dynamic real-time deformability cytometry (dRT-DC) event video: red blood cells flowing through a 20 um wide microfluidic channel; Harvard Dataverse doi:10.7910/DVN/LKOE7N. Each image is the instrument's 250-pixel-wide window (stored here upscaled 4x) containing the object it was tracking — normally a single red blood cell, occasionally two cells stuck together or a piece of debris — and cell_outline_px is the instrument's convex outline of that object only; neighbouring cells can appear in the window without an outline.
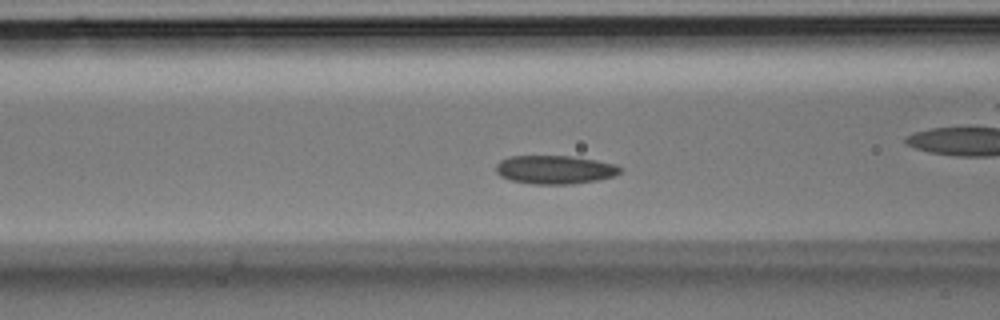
{"species": "Egyptian fruit bat (a non-hibernating species)", "species_latin": "Rousettus aegyptiacus", "temperature_condition": "room temperature", "stored_images_in_passage": 34, "camera_frame_rate_fps": 3000, "um_per_image_px": 0.085, "animal": {"sex": "male"}, "frame": {"image": 1, "passage_image": 10, "time_ms": 3.0, "image_size_px": [1000, 320], "cell_outline_px": [[624, 168], [616, 176], [596, 180], [572, 184], [532, 184], [512, 180], [500, 176], [496, 172], [496, 164], [500, 160], [508, 156], [572, 156], [596, 160], [616, 164]], "centroid_in_image_um": [47.18, 14.41], "position_along_channel_um": 119.4, "area_um2": 20.81}}